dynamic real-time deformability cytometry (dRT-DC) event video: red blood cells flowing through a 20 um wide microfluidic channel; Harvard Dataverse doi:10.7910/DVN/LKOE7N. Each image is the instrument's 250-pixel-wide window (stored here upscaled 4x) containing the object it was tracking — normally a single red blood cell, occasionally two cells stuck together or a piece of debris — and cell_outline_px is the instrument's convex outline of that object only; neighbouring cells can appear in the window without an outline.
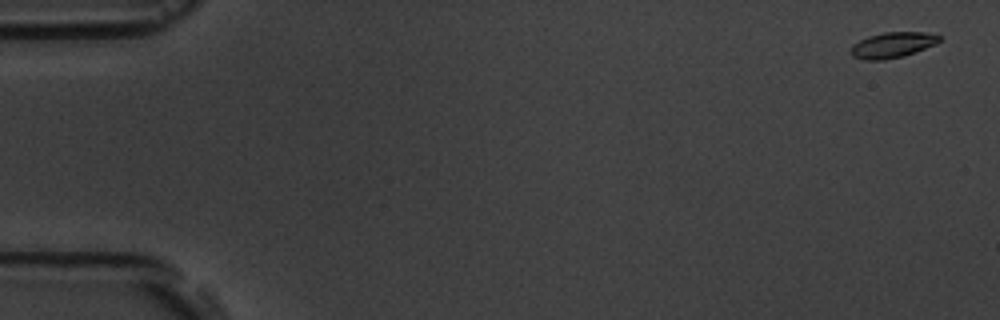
{"species": "common noctule bat (a hibernating species)", "species_latin": "Nyctalus noctula", "temperature_condition": "room temperature", "stored_images_in_passage": 4, "camera_frame_rate_fps": 3000, "um_per_image_px": 0.085, "animal": {"sex": "male", "body_mass_g": 19.5, "forearm_length_mm": 54.6}, "frame": {"image": 1, "passage_image": 1, "time_ms": 0.0, "image_size_px": [1000, 320], "cell_outline_px": [[940, 40], [936, 44], [916, 52], [884, 60], [864, 60], [852, 56], [852, 44], [868, 36], [884, 32], [924, 32], [940, 36]], "centroid_in_image_um": [75.86, 3.82], "position_along_channel_um": 9.1, "area_um2": 13.06}}